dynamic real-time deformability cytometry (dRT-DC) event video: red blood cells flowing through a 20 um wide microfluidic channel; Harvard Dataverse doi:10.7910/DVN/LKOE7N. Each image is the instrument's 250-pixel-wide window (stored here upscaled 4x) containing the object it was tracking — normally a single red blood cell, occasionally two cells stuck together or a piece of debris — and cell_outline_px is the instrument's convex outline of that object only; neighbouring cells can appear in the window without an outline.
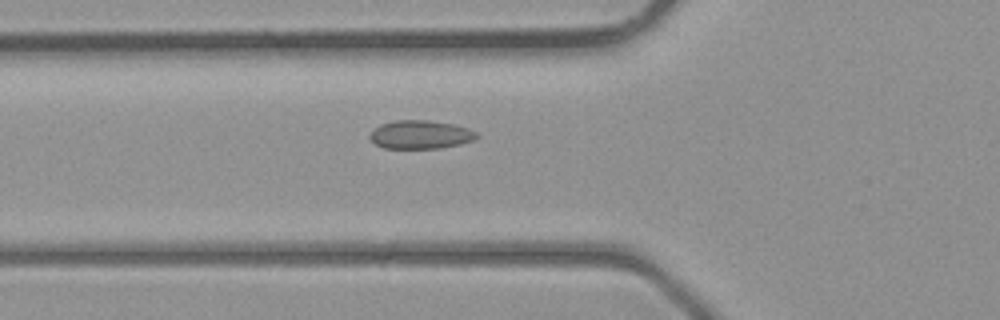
{"species": "common noctule bat (a hibernating species)", "species_latin": "Nyctalus noctula", "temperature_condition": "room temperature", "stored_images_in_passage": 24, "camera_frame_rate_fps": 3000, "um_per_image_px": 0.085, "animal": {"sex": "male", "body_mass_g": 23.1, "forearm_length_mm": 52.7}, "frame": {"image": 1, "passage_image": 2, "time_ms": 0.333, "image_size_px": [1000, 320], "cell_outline_px": [[480, 136], [472, 140], [460, 144], [440, 148], [384, 148], [376, 144], [368, 136], [380, 124], [396, 120], [428, 120], [456, 124], [468, 128], [476, 132]], "centroid_in_image_um": [35.77, 11.43], "position_along_channel_um": 90.0, "area_um2": 17.69}}
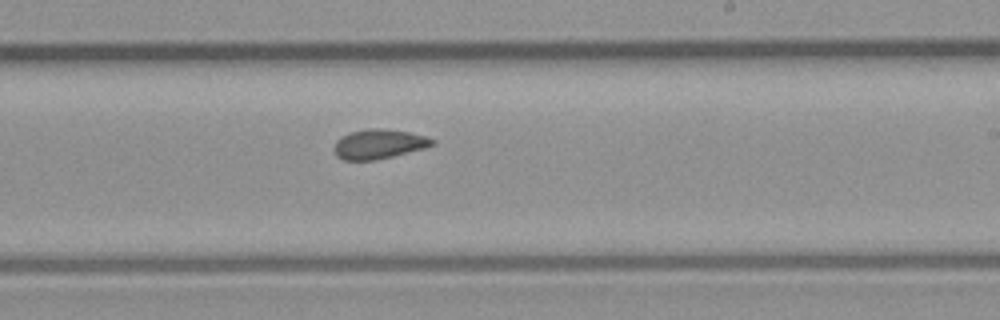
{"frame": {"image": 2, "passage_image": 12, "time_ms": 3.667, "image_size_px": [1000, 320], "cell_outline_px": [[436, 144], [424, 148], [376, 160], [344, 160], [336, 156], [336, 140], [352, 132], [376, 128], [408, 132], [428, 136], [436, 140]], "centroid_in_image_um": [32.27, 12.25], "position_along_channel_um": 256.7, "area_um2": 16.53}}
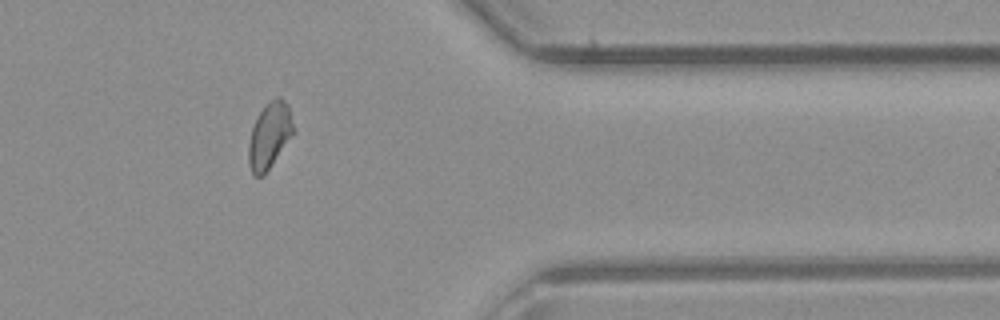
{"frame": {"image": 3, "passage_image": 21, "time_ms": 6.667, "image_size_px": [1000, 320], "cell_outline_px": [[292, 136], [268, 168], [260, 176], [252, 176], [248, 164], [248, 144], [252, 128], [264, 104], [276, 96], [280, 96], [288, 104], [292, 124]], "centroid_in_image_um": [22.87, 11.49], "position_along_channel_um": 388.5, "area_um2": 16.88}}